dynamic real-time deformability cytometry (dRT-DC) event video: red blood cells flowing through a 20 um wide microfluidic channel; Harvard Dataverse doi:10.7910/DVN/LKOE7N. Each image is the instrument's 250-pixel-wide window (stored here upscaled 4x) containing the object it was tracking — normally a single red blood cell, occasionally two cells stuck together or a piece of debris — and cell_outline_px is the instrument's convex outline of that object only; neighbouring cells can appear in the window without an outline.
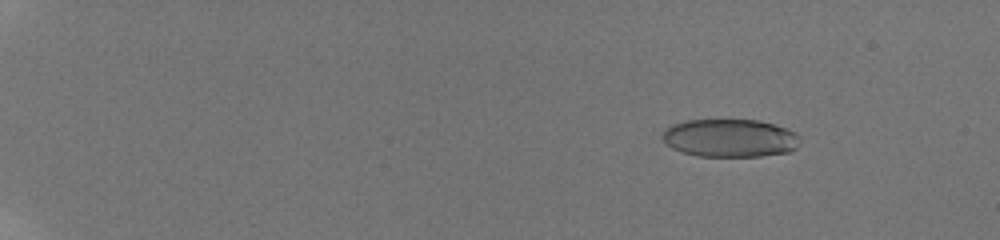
{"species": "human", "species_latin": "Homo sapiens", "temperature_condition": "room temperature", "stored_images_in_passage": 21, "camera_frame_rate_fps": 3000, "um_per_image_px": 0.085, "donor": {"sex": "male"}, "frame": {"image": 1, "passage_image": 6, "time_ms": 2.333, "image_size_px": [1000, 240], "cell_outline_px": [[800, 140], [796, 148], [788, 152], [760, 156], [696, 156], [680, 152], [672, 148], [664, 140], [664, 132], [672, 124], [684, 120], [760, 120], [788, 128], [796, 132], [800, 136]], "centroid_in_image_um": [62.09, 11.73], "position_along_channel_um": 22.9, "area_um2": 30.58}}
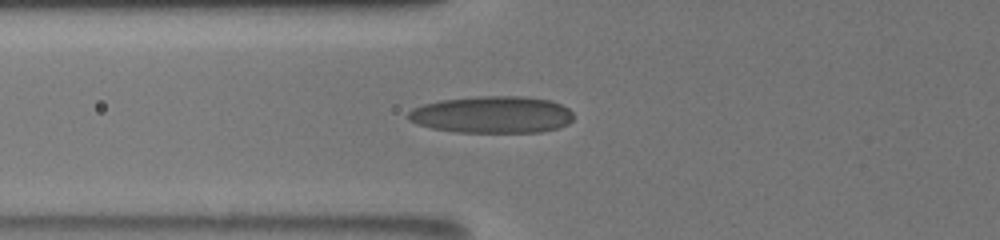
{"frame": {"image": 2, "passage_image": 18, "time_ms": 8.0, "image_size_px": [1000, 240], "cell_outline_px": [[572, 120], [568, 124], [560, 128], [540, 132], [456, 132], [432, 128], [416, 124], [408, 120], [408, 112], [412, 108], [424, 104], [440, 100], [476, 96], [524, 96], [552, 100], [568, 108], [572, 112]], "centroid_in_image_um": [41.83, 9.74], "position_along_channel_um": 84.0, "area_um2": 35.89}}
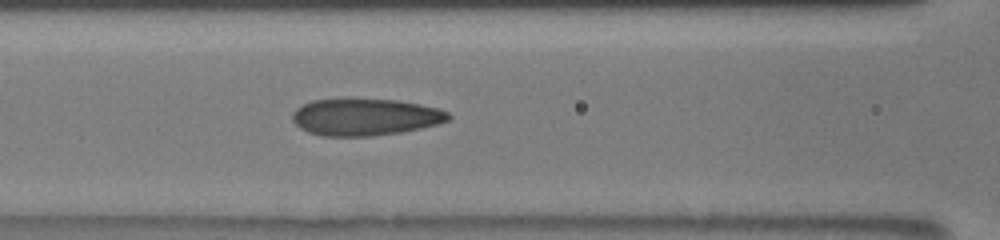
{"frame": {"image": 3, "passage_image": 21, "time_ms": 9.333, "image_size_px": [1000, 240], "cell_outline_px": [[452, 116], [448, 120], [436, 124], [420, 128], [400, 132], [372, 136], [324, 136], [308, 132], [300, 128], [292, 120], [292, 112], [296, 108], [312, 100], [396, 100], [420, 104], [440, 108], [448, 112]], "centroid_in_image_um": [31.04, 9.96], "position_along_channel_um": 135.6, "area_um2": 33.23}}